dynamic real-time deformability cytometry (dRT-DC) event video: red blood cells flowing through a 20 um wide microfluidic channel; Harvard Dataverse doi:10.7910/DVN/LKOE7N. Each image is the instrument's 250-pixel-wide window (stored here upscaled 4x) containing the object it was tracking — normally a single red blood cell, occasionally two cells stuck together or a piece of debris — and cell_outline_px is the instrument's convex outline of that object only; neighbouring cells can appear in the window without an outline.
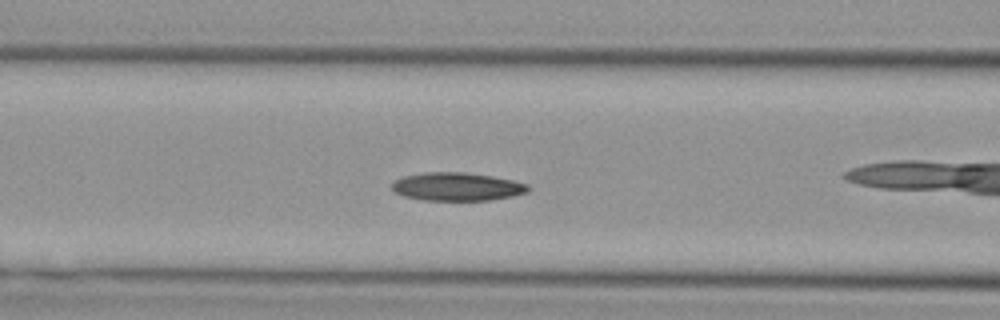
{"species": "Egyptian fruit bat (a non-hibernating species)", "species_latin": "Rousettus aegyptiacus", "temperature_condition": "cold", "stored_images_in_passage": 30, "camera_frame_rate_fps": 3000, "um_per_image_px": 0.085, "animal": {"sex": "female"}, "frame": {"image": 1, "passage_image": 3, "time_ms": 0.667, "image_size_px": [1000, 320], "cell_outline_px": [[532, 188], [528, 192], [512, 196], [488, 200], [424, 200], [404, 196], [396, 192], [392, 188], [392, 184], [396, 180], [404, 176], [424, 172], [464, 172], [492, 176], [512, 180], [528, 184]], "centroid_in_image_um": [38.88, 15.86], "position_along_channel_um": 127.7, "area_um2": 22.31}}
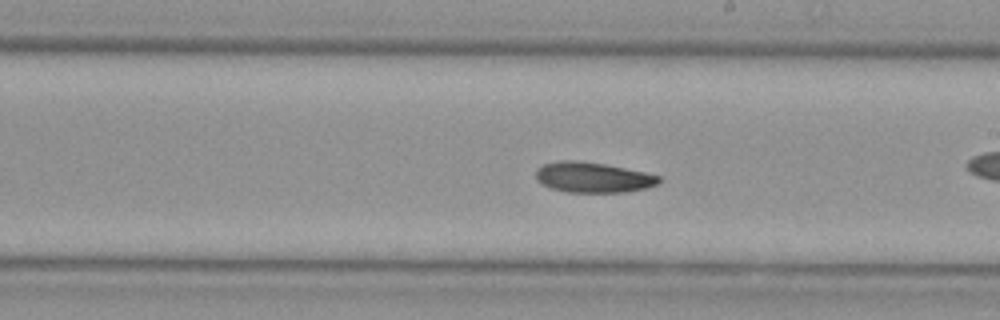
{"frame": {"image": 2, "passage_image": 11, "time_ms": 3.333, "image_size_px": [1000, 320], "cell_outline_px": [[660, 184], [644, 188], [624, 192], [568, 192], [548, 188], [536, 180], [536, 168], [544, 164], [560, 160], [576, 160], [604, 164], [644, 172], [660, 176]], "centroid_in_image_um": [50.36, 15.08], "position_along_channel_um": 238.6, "area_um2": 21.79}}
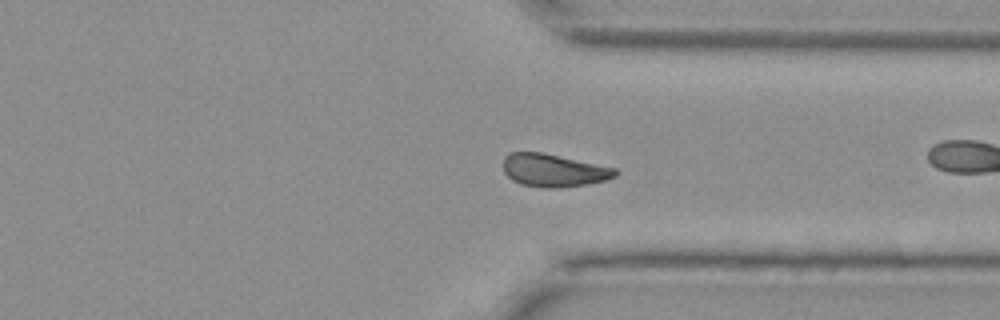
{"frame": {"image": 3, "passage_image": 20, "time_ms": 6.333, "image_size_px": [1000, 320], "cell_outline_px": [[620, 172], [616, 176], [608, 180], [588, 184], [556, 188], [540, 188], [520, 184], [512, 180], [504, 172], [504, 156], [508, 152], [540, 152], [616, 168]], "centroid_in_image_um": [47.07, 14.49], "position_along_channel_um": 364.3, "area_um2": 21.56}}